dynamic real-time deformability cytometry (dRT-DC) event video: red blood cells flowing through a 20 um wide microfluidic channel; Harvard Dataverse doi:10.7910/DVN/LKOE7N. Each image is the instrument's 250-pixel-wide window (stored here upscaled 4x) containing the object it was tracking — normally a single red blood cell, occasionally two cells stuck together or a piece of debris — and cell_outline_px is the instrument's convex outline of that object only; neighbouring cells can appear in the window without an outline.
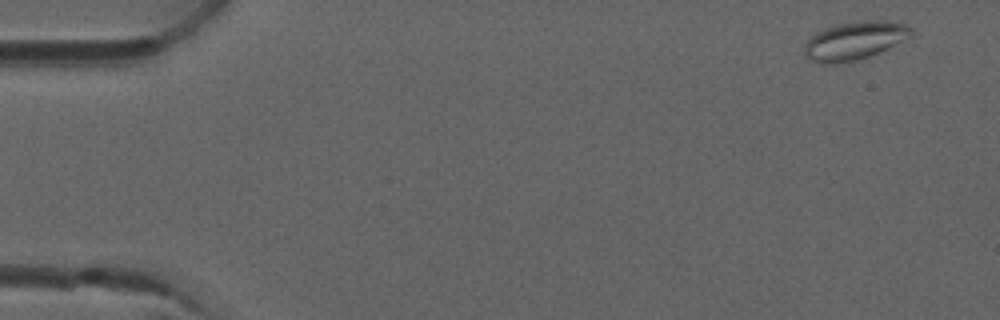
{"species": "common noctule bat (a hibernating species)", "species_latin": "Nyctalus noctula", "temperature_condition": "room temperature", "stored_images_in_passage": 3, "camera_frame_rate_fps": 3000, "um_per_image_px": 0.085, "animal": {"sex": "male", "forearm_length_mm": 52.5}, "frame": {"image": 1, "passage_image": 1, "time_ms": 0.0, "image_size_px": [1000, 320], "cell_outline_px": [[912, 36], [868, 56], [856, 60], [808, 60], [804, 56], [804, 44], [816, 32], [824, 28], [840, 24], [864, 20], [888, 20], [908, 24], [912, 28]], "centroid_in_image_um": [72.69, 3.38], "position_along_channel_um": 12.3, "area_um2": 22.89}}